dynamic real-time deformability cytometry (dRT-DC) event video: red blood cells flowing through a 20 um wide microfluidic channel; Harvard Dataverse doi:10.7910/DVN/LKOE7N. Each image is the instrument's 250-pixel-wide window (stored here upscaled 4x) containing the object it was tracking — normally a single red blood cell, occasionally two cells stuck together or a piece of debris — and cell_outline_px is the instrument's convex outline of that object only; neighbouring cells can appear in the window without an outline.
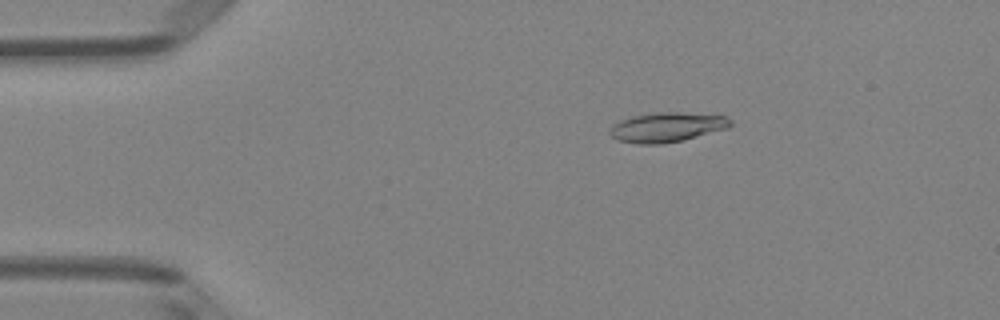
{"species": "Egyptian fruit bat (a non-hibernating species)", "species_latin": "Rousettus aegyptiacus", "temperature_condition": "room temperature", "stored_images_in_passage": 50, "camera_frame_rate_fps": 3000, "um_per_image_px": 0.085, "animal": {"sex": "female"}, "frame": {"image": 1, "passage_image": 9, "time_ms": 2.667, "image_size_px": [1000, 320], "cell_outline_px": [[732, 124], [728, 128], [684, 140], [664, 144], [636, 144], [616, 140], [608, 132], [612, 124], [620, 120], [632, 116], [656, 112], [680, 112], [724, 116], [732, 120]], "centroid_in_image_um": [56.65, 10.82], "position_along_channel_um": 28.3, "area_um2": 21.04}}
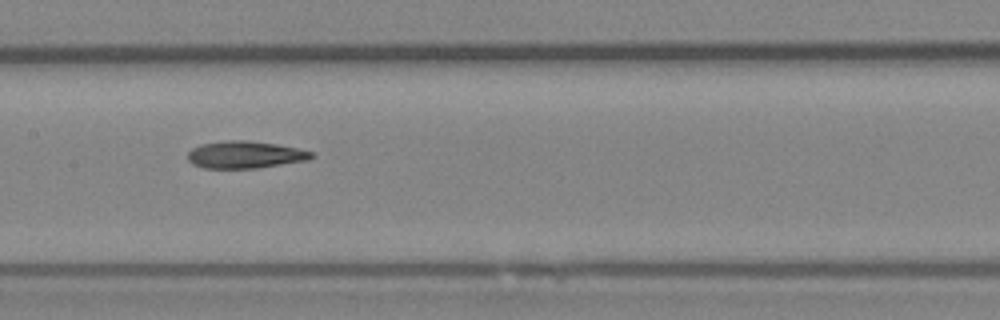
{"frame": {"image": 2, "passage_image": 25, "time_ms": 8.0, "image_size_px": [1000, 320], "cell_outline_px": [[312, 156], [308, 160], [256, 168], [204, 168], [192, 164], [188, 160], [188, 152], [192, 148], [200, 144], [228, 140], [248, 140], [276, 144], [296, 148], [312, 152]], "centroid_in_image_um": [20.78, 13.15], "position_along_channel_um": 186.6, "area_um2": 19.48}}
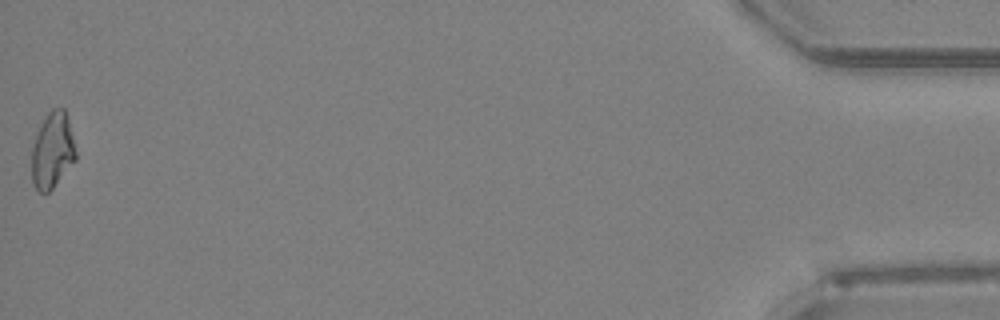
{"frame": {"image": 3, "passage_image": 50, "time_ms": 16.333, "image_size_px": [1000, 320], "cell_outline_px": [[76, 160], [52, 188], [48, 192], [40, 192], [32, 184], [32, 148], [40, 124], [44, 116], [52, 108], [64, 108], [68, 120], [76, 152]], "centroid_in_image_um": [4.45, 12.78], "position_along_channel_um": 430.8, "area_um2": 19.31}, "authors_computed_cell_mechanics": {"area_um2": 19.7965, "velocity_mm_per_s": 4.0946, "shape_relaxation_time_tau1_ms": null, "shape_relaxation_time_tau2_ms": 5.6213, "deformation_change_tau1": null, "deformation_change_tau2": 0.1601}}